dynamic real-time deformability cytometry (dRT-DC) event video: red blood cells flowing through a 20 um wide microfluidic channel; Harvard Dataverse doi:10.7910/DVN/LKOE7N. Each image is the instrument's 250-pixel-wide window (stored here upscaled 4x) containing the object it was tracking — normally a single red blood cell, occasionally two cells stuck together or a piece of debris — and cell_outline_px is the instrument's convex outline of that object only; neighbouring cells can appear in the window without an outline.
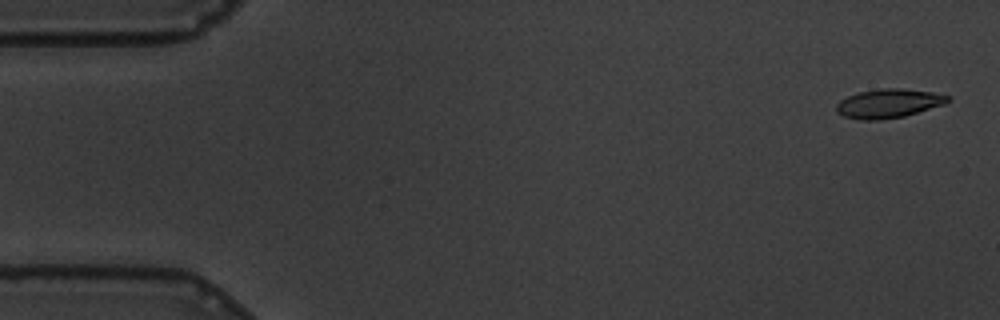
{"species": "common noctule bat (a hibernating species)", "species_latin": "Nyctalus noctula", "temperature_condition": "warm", "stored_images_in_passage": 58, "camera_frame_rate_fps": 3000, "um_per_image_px": 0.085, "animal": {"sex": "male", "body_mass_g": 19.5, "forearm_length_mm": 54.6}, "frame": {"image": 1, "passage_image": 2, "time_ms": 0.333, "image_size_px": [1000, 320], "cell_outline_px": [[952, 100], [944, 104], [904, 116], [880, 120], [860, 120], [844, 116], [836, 112], [836, 104], [840, 100], [848, 96], [860, 92], [884, 88], [900, 88], [932, 92], [952, 96]], "centroid_in_image_um": [75.54, 8.79], "position_along_channel_um": 9.5, "area_um2": 18.79}}
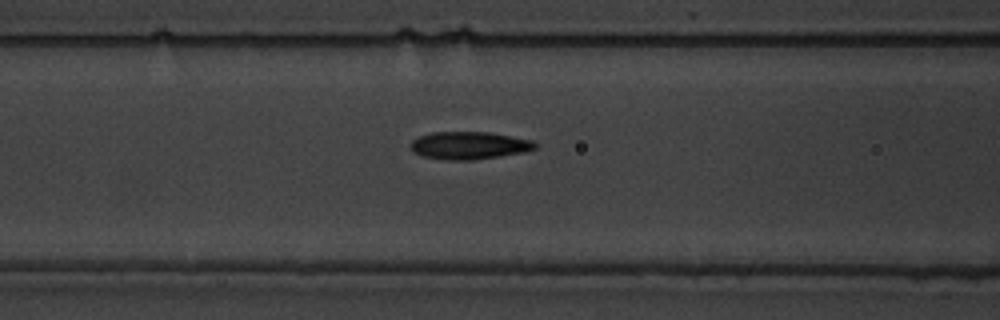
{"frame": {"image": 2, "passage_image": 23, "time_ms": 7.333, "image_size_px": [1000, 320], "cell_outline_px": [[536, 148], [524, 152], [500, 156], [472, 160], [448, 160], [424, 156], [412, 152], [408, 144], [412, 140], [420, 136], [432, 132], [488, 132], [512, 136], [532, 140], [536, 144]], "centroid_in_image_um": [39.85, 12.36], "position_along_channel_um": 126.8, "area_um2": 20.06}}
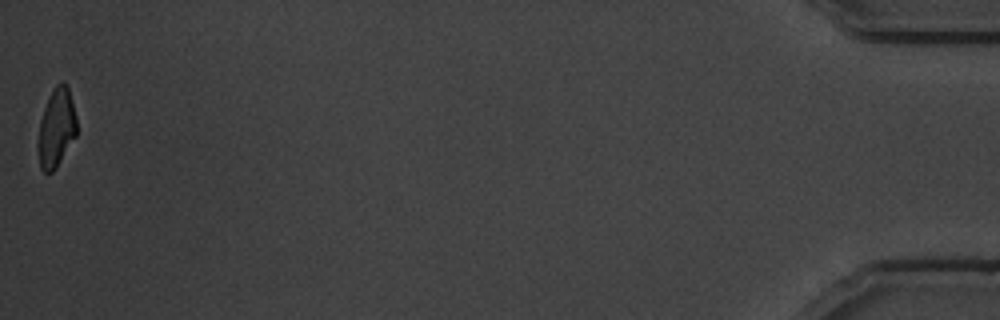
{"frame": {"image": 3, "passage_image": 58, "time_ms": 19.0, "image_size_px": [1000, 320], "cell_outline_px": [[76, 136], [56, 168], [52, 172], [44, 172], [40, 168], [36, 144], [40, 120], [44, 108], [52, 88], [60, 80], [64, 80], [68, 84], [76, 116]], "centroid_in_image_um": [4.77, 10.84], "position_along_channel_um": 430.4, "area_um2": 18.15}, "authors_computed_cell_mechanics": {"area_um2": 19.3919, "velocity_mm_per_s": 3.4544, "shape_relaxation_time_tau1_ms": 3.8237, "shape_relaxation_time_tau2_ms": 2.2442, "deformation_change_tau1": 0.1632, "deformation_change_tau2": 0.0814}}